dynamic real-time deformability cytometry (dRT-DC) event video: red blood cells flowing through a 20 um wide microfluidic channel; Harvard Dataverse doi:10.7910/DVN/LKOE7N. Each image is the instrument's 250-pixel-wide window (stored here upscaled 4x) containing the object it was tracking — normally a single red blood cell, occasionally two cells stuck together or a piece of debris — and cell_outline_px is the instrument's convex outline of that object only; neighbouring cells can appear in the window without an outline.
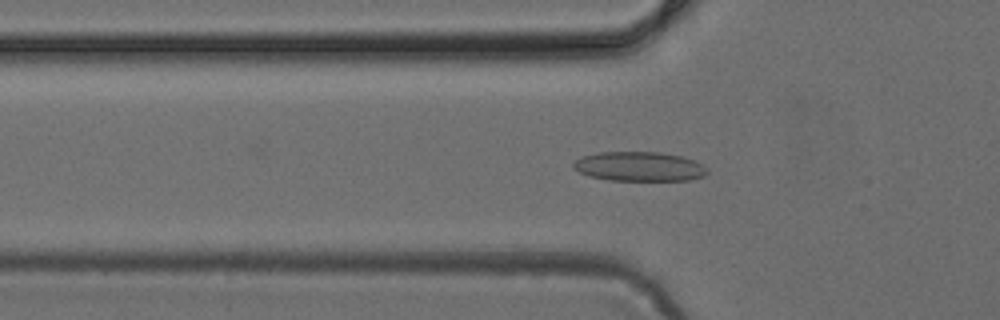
{"species": "common noctule bat (a hibernating species)", "species_latin": "Nyctalus noctula", "temperature_condition": "cold", "stored_images_in_passage": 47, "camera_frame_rate_fps": 3000, "um_per_image_px": 0.085, "animal": {"sex": "female", "body_mass_g": 24.6, "forearm_length_mm": 56.2}, "frame": {"image": 1, "passage_image": 15, "time_ms": 4.667, "image_size_px": [1000, 320], "cell_outline_px": [[708, 172], [704, 176], [688, 180], [612, 180], [588, 176], [572, 168], [572, 164], [580, 156], [596, 152], [660, 152], [680, 156], [692, 160], [708, 168]], "centroid_in_image_um": [54.29, 14.14], "position_along_channel_um": 71.5, "area_um2": 22.95}}
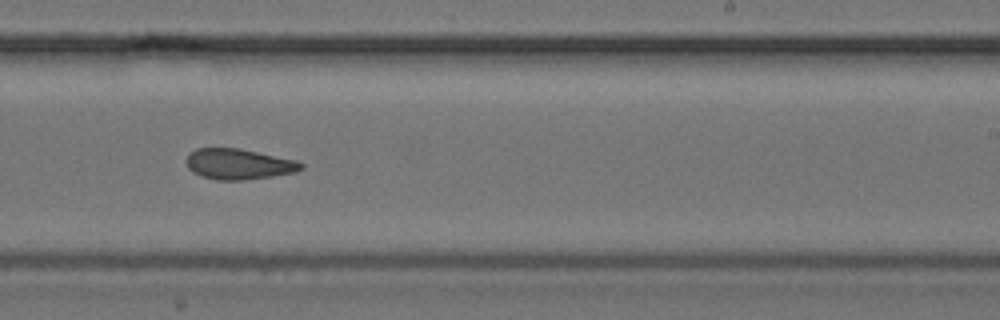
{"frame": {"image": 2, "passage_image": 29, "time_ms": 9.333, "image_size_px": [1000, 320], "cell_outline_px": [[304, 168], [296, 172], [272, 176], [244, 180], [220, 180], [204, 176], [192, 172], [188, 168], [188, 156], [196, 148], [240, 148], [296, 160], [304, 164]], "centroid_in_image_um": [20.34, 13.94], "position_along_channel_um": 268.7, "area_um2": 20.29}}
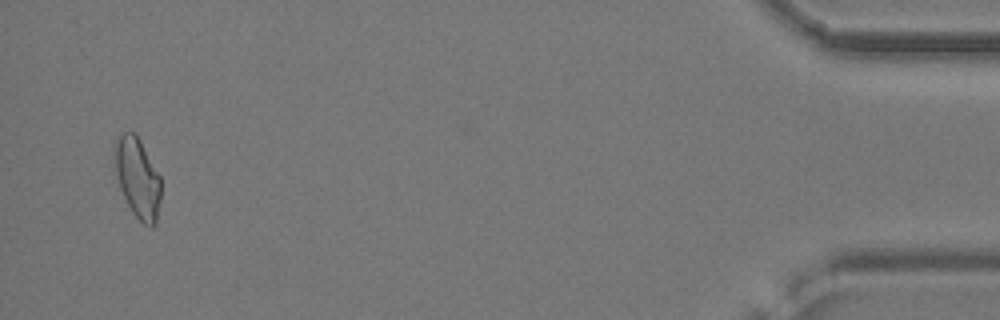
{"frame": {"image": 3, "passage_image": 46, "time_ms": 15.0, "image_size_px": [1000, 320], "cell_outline_px": [[160, 200], [156, 224], [152, 228], [144, 224], [132, 212], [120, 188], [116, 172], [112, 152], [112, 144], [120, 132], [136, 132], [160, 176]], "centroid_in_image_um": [11.66, 15.06], "position_along_channel_um": 423.5, "area_um2": 21.91}}